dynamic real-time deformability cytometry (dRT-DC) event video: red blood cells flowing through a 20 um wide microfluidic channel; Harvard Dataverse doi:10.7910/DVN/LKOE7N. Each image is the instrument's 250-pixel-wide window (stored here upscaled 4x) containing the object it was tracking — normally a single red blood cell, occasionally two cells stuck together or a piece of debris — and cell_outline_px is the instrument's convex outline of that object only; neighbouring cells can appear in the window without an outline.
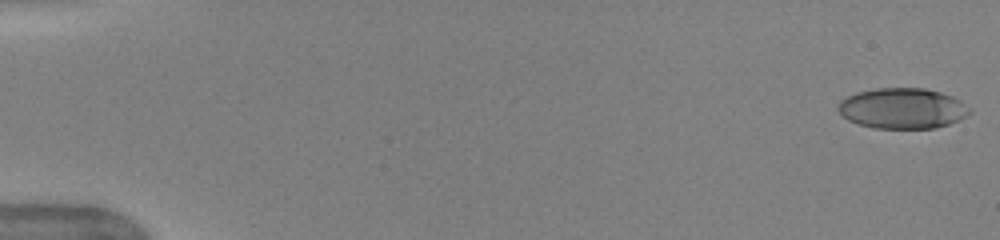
{"species": "human", "species_latin": "Homo sapiens", "temperature_condition": "warm", "stored_images_in_passage": 51, "camera_frame_rate_fps": 3000, "um_per_image_px": 0.085, "donor": {"sex": "female"}, "frame": {"image": 1, "passage_image": 1, "time_ms": 0.0, "image_size_px": [1000, 240], "cell_outline_px": [[972, 112], [960, 120], [936, 128], [876, 128], [860, 124], [848, 120], [836, 108], [840, 100], [856, 92], [876, 88], [924, 88], [940, 92], [952, 96], [960, 100], [972, 108]], "centroid_in_image_um": [76.74, 9.2], "position_along_channel_um": 8.3, "area_um2": 31.21}}
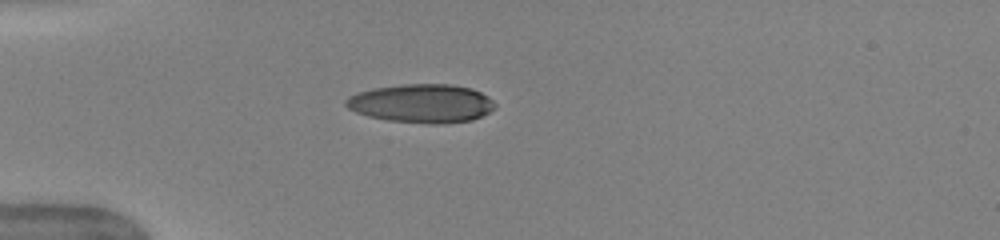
{"frame": {"image": 2, "passage_image": 15, "time_ms": 4.667, "image_size_px": [1000, 240], "cell_outline_px": [[496, 108], [472, 120], [444, 124], [432, 124], [388, 120], [368, 116], [356, 112], [348, 108], [344, 104], [344, 100], [348, 96], [372, 88], [404, 84], [452, 84], [472, 88], [488, 96], [496, 104]], "centroid_in_image_um": [35.84, 8.79], "position_along_channel_um": 49.2, "area_um2": 33.7}}
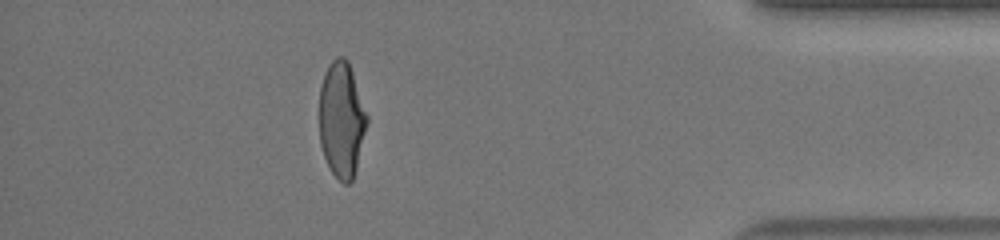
{"frame": {"image": 3, "passage_image": 46, "time_ms": 15.0, "image_size_px": [1000, 240], "cell_outline_px": [[368, 120], [356, 168], [352, 180], [348, 184], [344, 184], [332, 172], [324, 156], [320, 144], [320, 88], [324, 72], [328, 64], [336, 56], [344, 56], [348, 60], [368, 116]], "centroid_in_image_um": [29.03, 10.13], "position_along_channel_um": 406.2, "area_um2": 31.96}, "authors_computed_cell_mechanics": {"area_um2": 32.7148, "velocity_mm_per_s": 3.9983, "shape_relaxation_time_tau1_ms": 5.5159, "shape_relaxation_time_tau2_ms": 1.1697, "deformation_change_tau1": 0.2028, "deformation_change_tau2": 0.0685}}